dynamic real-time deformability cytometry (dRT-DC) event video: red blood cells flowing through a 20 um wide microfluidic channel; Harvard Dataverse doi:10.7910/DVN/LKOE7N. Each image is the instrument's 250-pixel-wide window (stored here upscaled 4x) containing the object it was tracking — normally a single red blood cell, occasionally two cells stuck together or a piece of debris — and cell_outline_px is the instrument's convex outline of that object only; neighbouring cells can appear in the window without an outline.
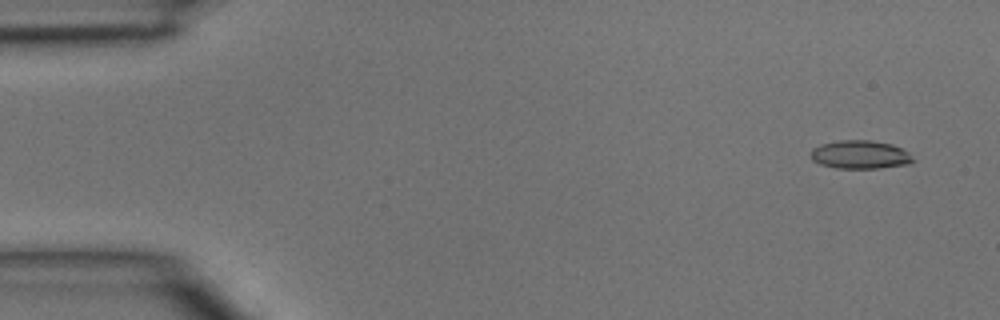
{"species": "common noctule bat (a hibernating species)", "species_latin": "Nyctalus noctula", "temperature_condition": "room temperature", "stored_images_in_passage": 3, "camera_frame_rate_fps": 3000, "um_per_image_px": 0.085, "animal": {"sex": "male", "body_mass_g": 15.6}, "frame": {"image": 1, "passage_image": 1, "time_ms": 0.0, "image_size_px": [1000, 320], "cell_outline_px": [[912, 160], [908, 164], [880, 168], [836, 168], [820, 164], [812, 160], [812, 148], [820, 144], [840, 140], [872, 140], [892, 144], [908, 152], [912, 156]], "centroid_in_image_um": [73.09, 13.14], "position_along_channel_um": 11.9, "area_um2": 16.82}}